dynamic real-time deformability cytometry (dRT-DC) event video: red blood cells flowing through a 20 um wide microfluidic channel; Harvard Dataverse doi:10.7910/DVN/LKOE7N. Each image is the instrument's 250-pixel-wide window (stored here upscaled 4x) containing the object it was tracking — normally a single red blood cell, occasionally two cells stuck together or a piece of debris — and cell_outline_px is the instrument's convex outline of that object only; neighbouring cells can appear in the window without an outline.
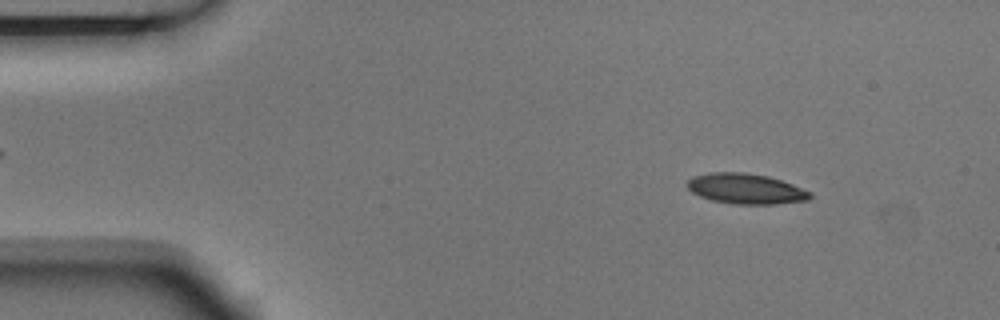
{"species": "Egyptian fruit bat (a non-hibernating species)", "species_latin": "Rousettus aegyptiacus", "temperature_condition": "room temperature", "stored_images_in_passage": 3, "camera_frame_rate_fps": 3000, "um_per_image_px": 0.085, "animal": {"sex": "male"}, "frame": {"image": 1, "passage_image": 1, "time_ms": 0.0, "image_size_px": [1000, 320], "cell_outline_px": [[812, 196], [808, 200], [776, 204], [736, 204], [712, 200], [700, 196], [692, 192], [688, 188], [688, 180], [696, 176], [708, 172], [744, 172], [768, 176], [792, 184], [812, 192]], "centroid_in_image_um": [63.42, 16.04], "position_along_channel_um": 21.6, "area_um2": 21.62}}
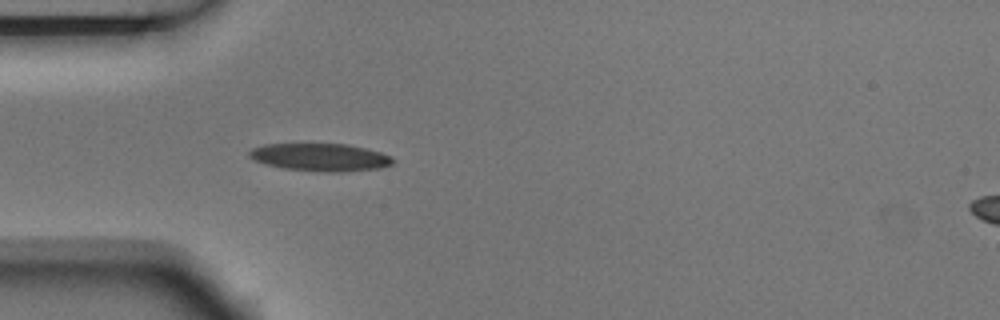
{"frame": {"image": 2, "passage_image": 3, "time_ms": 0.667, "image_size_px": [1000, 320], "cell_outline_px": [[396, 160], [392, 164], [380, 168], [344, 172], [324, 172], [284, 168], [264, 164], [248, 156], [248, 152], [252, 148], [264, 144], [348, 144], [380, 152], [392, 156]], "centroid_in_image_um": [27.25, 13.37], "position_along_channel_um": 57.8, "area_um2": 23.24}}